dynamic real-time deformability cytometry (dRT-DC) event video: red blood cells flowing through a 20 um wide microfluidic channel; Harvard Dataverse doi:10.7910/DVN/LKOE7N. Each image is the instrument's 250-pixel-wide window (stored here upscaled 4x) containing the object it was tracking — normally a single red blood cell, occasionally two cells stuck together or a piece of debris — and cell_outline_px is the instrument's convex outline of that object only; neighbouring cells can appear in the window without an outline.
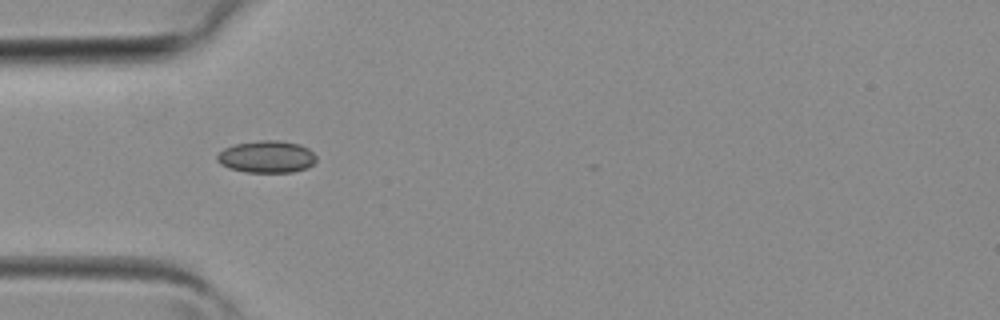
{"species": "common noctule bat (a hibernating species)", "species_latin": "Nyctalus noctula", "temperature_condition": "room temperature", "stored_images_in_passage": 1, "camera_frame_rate_fps": 3000, "um_per_image_px": 0.085, "animal": {"sex": "female", "body_mass_g": 19.3, "forearm_length_mm": 54.1}, "frame": {"image": 1, "passage_image": 1, "time_ms": 0.0, "image_size_px": [1000, 320], "cell_outline_px": [[316, 160], [308, 168], [292, 172], [244, 172], [228, 168], [220, 164], [216, 160], [216, 156], [224, 148], [236, 144], [260, 140], [276, 140], [300, 144], [308, 148], [316, 156]], "centroid_in_image_um": [22.66, 13.33], "position_along_channel_um": 62.3, "area_um2": 18.61}}